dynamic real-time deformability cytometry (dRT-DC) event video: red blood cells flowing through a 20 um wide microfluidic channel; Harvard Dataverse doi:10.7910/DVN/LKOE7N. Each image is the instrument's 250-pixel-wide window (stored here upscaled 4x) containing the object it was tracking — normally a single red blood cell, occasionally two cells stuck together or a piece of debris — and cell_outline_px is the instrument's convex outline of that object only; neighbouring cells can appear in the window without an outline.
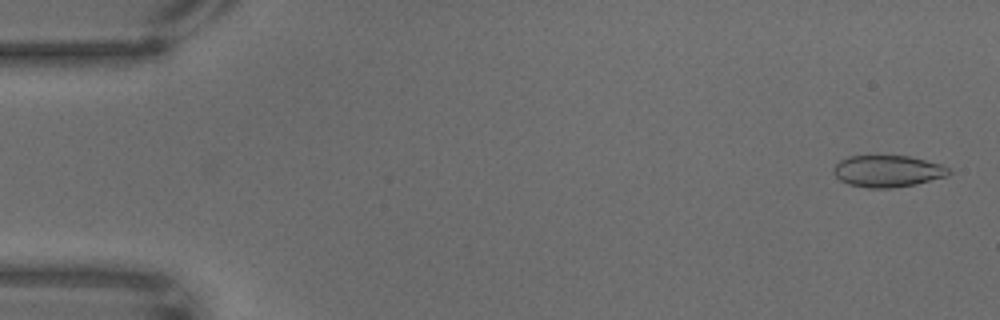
{"species": "common noctule bat (a hibernating species)", "species_latin": "Nyctalus noctula", "temperature_condition": "warm", "stored_images_in_passage": 58, "camera_frame_rate_fps": 3000, "um_per_image_px": 0.085, "animal": {"sex": "male", "body_mass_g": 18.8}, "frame": {"image": 1, "passage_image": 2, "time_ms": 0.333, "image_size_px": [1000, 320], "cell_outline_px": [[952, 172], [948, 176], [916, 184], [892, 188], [868, 188], [848, 184], [840, 180], [832, 172], [832, 168], [840, 160], [848, 156], [908, 156], [940, 164], [948, 168]], "centroid_in_image_um": [75.43, 14.55], "position_along_channel_um": 9.6, "area_um2": 21.33}}
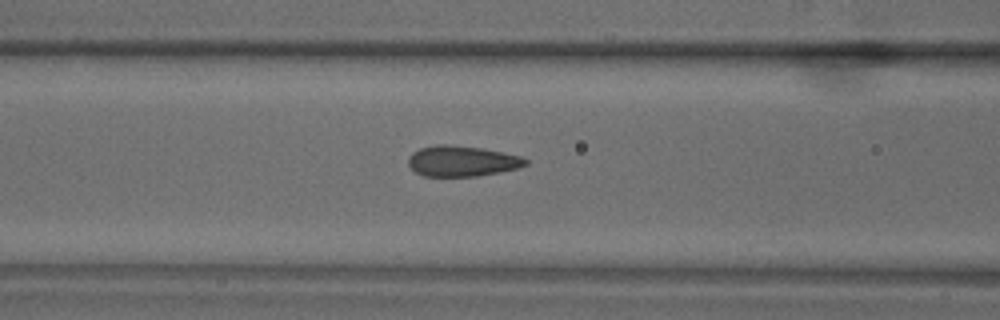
{"frame": {"image": 2, "passage_image": 27, "time_ms": 8.667, "image_size_px": [1000, 320], "cell_outline_px": [[528, 164], [520, 168], [500, 172], [476, 176], [424, 176], [416, 172], [408, 164], [408, 156], [412, 152], [420, 148], [436, 144], [448, 144], [484, 148], [504, 152], [520, 156], [528, 160]], "centroid_in_image_um": [39.28, 13.68], "position_along_channel_um": 127.3, "area_um2": 21.15}}
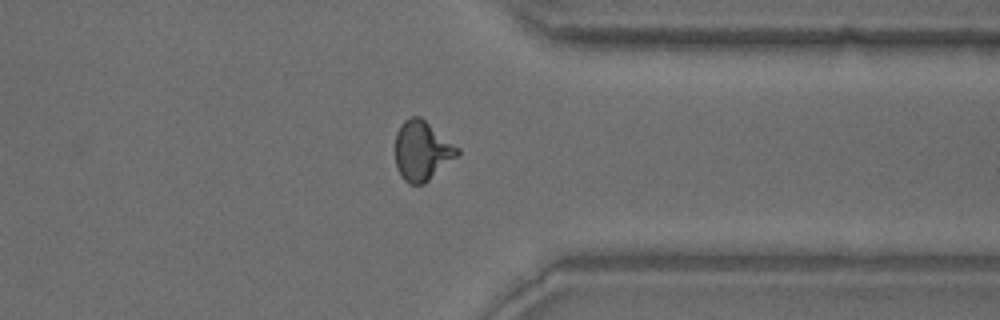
{"frame": {"image": 3, "passage_image": 52, "time_ms": 17.0, "image_size_px": [1000, 320], "cell_outline_px": [[460, 152], [456, 156], [424, 184], [408, 184], [400, 176], [396, 168], [396, 132], [400, 124], [404, 120], [412, 116], [420, 116], [460, 148]], "centroid_in_image_um": [35.85, 12.8], "position_along_channel_um": 375.6, "area_um2": 21.5}}